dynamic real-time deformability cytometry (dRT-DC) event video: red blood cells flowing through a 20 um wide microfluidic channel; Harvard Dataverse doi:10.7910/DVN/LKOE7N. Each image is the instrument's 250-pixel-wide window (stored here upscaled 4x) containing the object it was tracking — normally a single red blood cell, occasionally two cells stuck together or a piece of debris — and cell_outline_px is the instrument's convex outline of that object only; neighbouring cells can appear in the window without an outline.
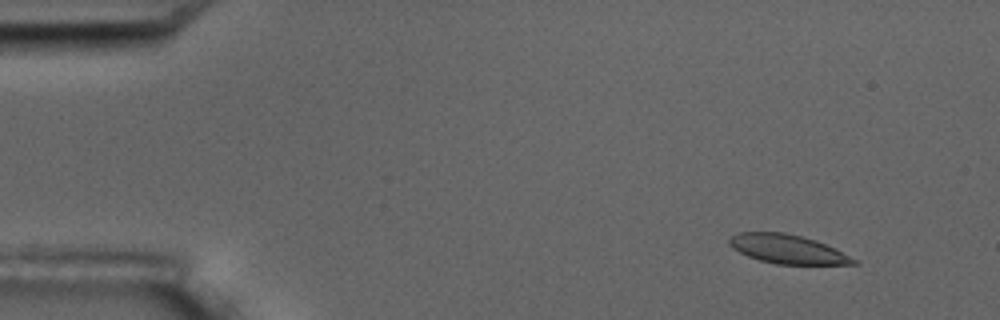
{"species": "common noctule bat (a hibernating species)", "species_latin": "Nyctalus noctula", "temperature_condition": "room temperature", "stored_images_in_passage": 4, "camera_frame_rate_fps": 3000, "um_per_image_px": 0.085, "animal": {"sex": "male", "body_mass_g": 17.5, "forearm_length_mm": 52.3}, "frame": {"image": 1, "passage_image": 1, "time_ms": 0.0, "image_size_px": [1000, 320], "cell_outline_px": [[860, 264], [776, 264], [760, 260], [748, 256], [732, 248], [728, 244], [728, 240], [732, 236], [740, 232], [784, 232], [816, 240], [860, 260]], "centroid_in_image_um": [66.96, 21.18], "position_along_channel_um": 18.0, "area_um2": 20.92}}